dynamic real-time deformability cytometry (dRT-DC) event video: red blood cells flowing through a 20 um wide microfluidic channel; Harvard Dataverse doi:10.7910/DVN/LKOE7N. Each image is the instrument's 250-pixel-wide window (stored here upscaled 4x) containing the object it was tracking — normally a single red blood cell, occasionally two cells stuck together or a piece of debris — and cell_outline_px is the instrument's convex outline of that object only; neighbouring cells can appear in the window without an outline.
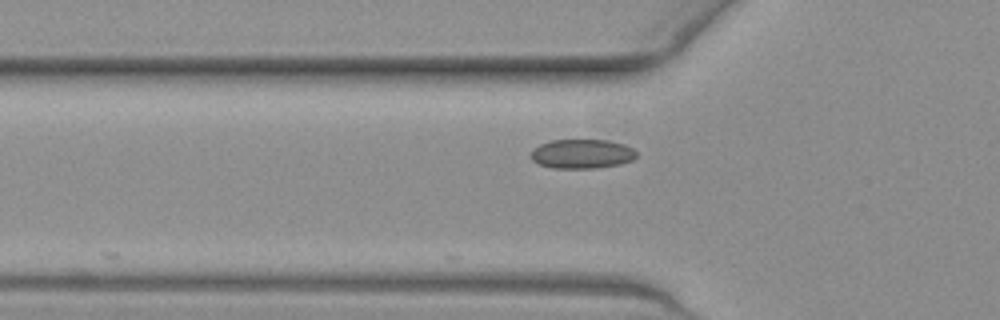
{"species": "common noctule bat (a hibernating species)", "species_latin": "Nyctalus noctula", "temperature_condition": "warm", "stored_images_in_passage": 15, "camera_frame_rate_fps": 3000, "um_per_image_px": 0.085, "animal": {"sex": "female", "body_mass_g": 19.3, "forearm_length_mm": 54.1}, "frame": {"image": 1, "passage_image": 2, "time_ms": 0.333, "image_size_px": [1000, 320], "cell_outline_px": [[636, 156], [632, 160], [620, 164], [596, 168], [552, 168], [540, 164], [532, 160], [528, 156], [540, 144], [552, 140], [608, 140], [624, 144], [632, 148], [636, 152]], "centroid_in_image_um": [49.46, 13.08], "position_along_channel_um": 76.3, "area_um2": 17.98}}
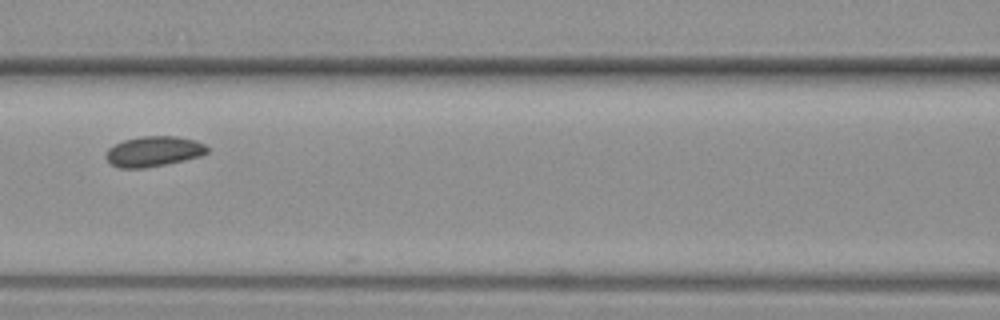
{"frame": {"image": 2, "passage_image": 8, "time_ms": 2.333, "image_size_px": [1000, 320], "cell_outline_px": [[208, 152], [200, 156], [184, 160], [144, 168], [120, 168], [112, 164], [104, 156], [108, 148], [124, 140], [140, 136], [176, 136], [196, 140], [204, 144], [208, 148]], "centroid_in_image_um": [13.06, 12.86], "position_along_channel_um": 153.5, "area_um2": 17.8}}
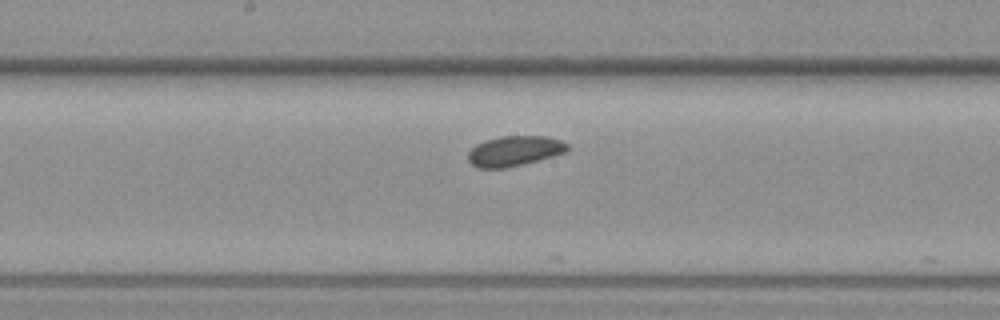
{"frame": {"image": 3, "passage_image": 12, "time_ms": 3.667, "image_size_px": [1000, 320], "cell_outline_px": [[568, 152], [524, 164], [504, 168], [480, 168], [472, 164], [468, 160], [468, 152], [476, 144], [484, 140], [500, 136], [544, 136], [560, 140], [568, 144]], "centroid_in_image_um": [43.73, 12.83], "position_along_channel_um": 204.5, "area_um2": 17.51}}